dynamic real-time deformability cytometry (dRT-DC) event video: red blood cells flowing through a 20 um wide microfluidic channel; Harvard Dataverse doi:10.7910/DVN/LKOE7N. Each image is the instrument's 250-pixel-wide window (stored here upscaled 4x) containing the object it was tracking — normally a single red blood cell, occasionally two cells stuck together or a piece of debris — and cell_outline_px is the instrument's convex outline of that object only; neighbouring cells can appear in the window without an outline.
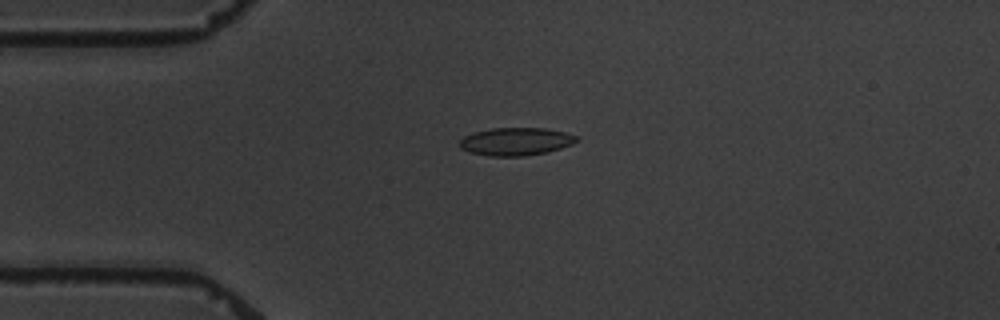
{"species": "common noctule bat (a hibernating species)", "species_latin": "Nyctalus noctula", "temperature_condition": "warm", "stored_images_in_passage": 4, "camera_frame_rate_fps": 3000, "um_per_image_px": 0.085, "animal": {"sex": "male", "body_mass_g": 19.5, "forearm_length_mm": 54.6}, "frame": {"image": 1, "passage_image": 4, "time_ms": 4.0, "image_size_px": [1000, 320], "cell_outline_px": [[580, 140], [572, 144], [548, 152], [524, 156], [492, 156], [468, 152], [460, 148], [460, 140], [464, 136], [476, 132], [492, 128], [544, 128], [564, 132], [576, 136]], "centroid_in_image_um": [43.85, 12.03], "position_along_channel_um": 41.1, "area_um2": 18.9}}